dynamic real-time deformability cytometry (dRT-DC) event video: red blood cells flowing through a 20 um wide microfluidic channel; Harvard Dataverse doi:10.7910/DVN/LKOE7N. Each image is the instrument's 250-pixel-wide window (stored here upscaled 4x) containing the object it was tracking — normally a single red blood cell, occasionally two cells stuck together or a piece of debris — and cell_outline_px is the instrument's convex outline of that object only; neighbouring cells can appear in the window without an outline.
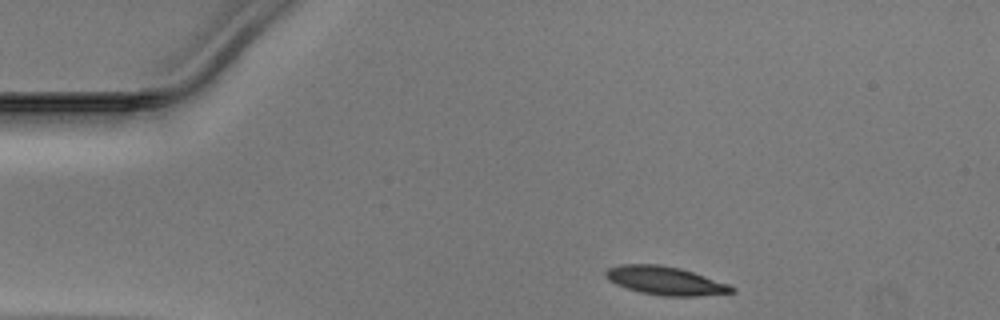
{"species": "Egyptian fruit bat (a non-hibernating species)", "species_latin": "Rousettus aegyptiacus", "temperature_condition": "warm", "stored_images_in_passage": 33, "camera_frame_rate_fps": 3000, "um_per_image_px": 0.085, "animal": {"sex": "male"}, "frame": {"image": 1, "passage_image": 1, "time_ms": 0.0, "image_size_px": [1000, 320], "cell_outline_px": [[736, 292], [696, 296], [664, 296], [640, 292], [616, 284], [608, 280], [604, 276], [604, 272], [608, 268], [620, 264], [660, 264], [680, 268], [728, 284], [736, 288]], "centroid_in_image_um": [56.53, 23.85], "position_along_channel_um": 28.5, "area_um2": 20.81}}
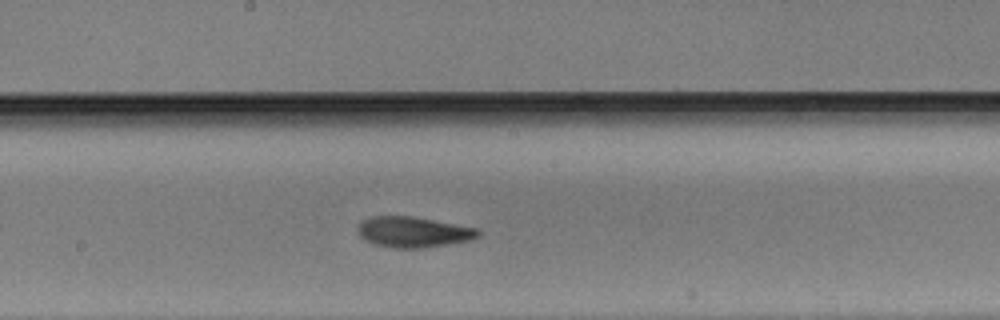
{"frame": {"image": 2, "passage_image": 19, "time_ms": 6.0, "image_size_px": [1000, 320], "cell_outline_px": [[480, 236], [468, 240], [452, 244], [424, 248], [392, 248], [372, 244], [364, 240], [356, 232], [356, 228], [364, 220], [372, 216], [412, 216], [480, 228]], "centroid_in_image_um": [35.13, 19.73], "position_along_channel_um": 213.1, "area_um2": 21.85}}
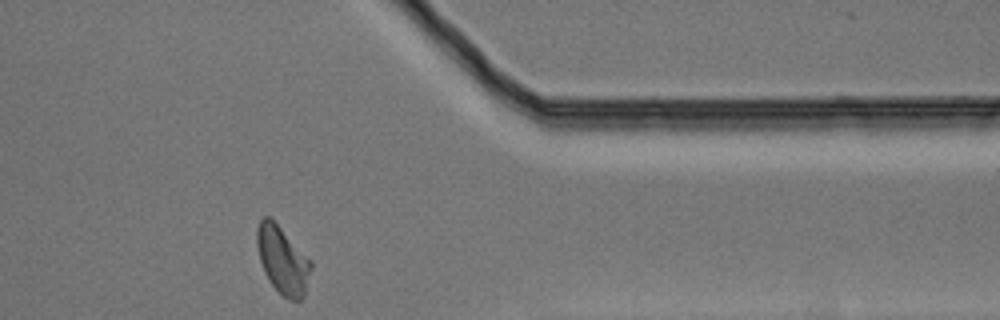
{"frame": {"image": 3, "passage_image": 33, "time_ms": 10.667, "image_size_px": [1000, 320], "cell_outline_px": [[312, 268], [304, 296], [300, 300], [288, 300], [268, 280], [264, 272], [260, 260], [256, 244], [256, 228], [260, 220], [264, 216], [268, 216], [312, 260]], "centroid_in_image_um": [24.02, 22.12], "position_along_channel_um": 387.4, "area_um2": 21.1}}